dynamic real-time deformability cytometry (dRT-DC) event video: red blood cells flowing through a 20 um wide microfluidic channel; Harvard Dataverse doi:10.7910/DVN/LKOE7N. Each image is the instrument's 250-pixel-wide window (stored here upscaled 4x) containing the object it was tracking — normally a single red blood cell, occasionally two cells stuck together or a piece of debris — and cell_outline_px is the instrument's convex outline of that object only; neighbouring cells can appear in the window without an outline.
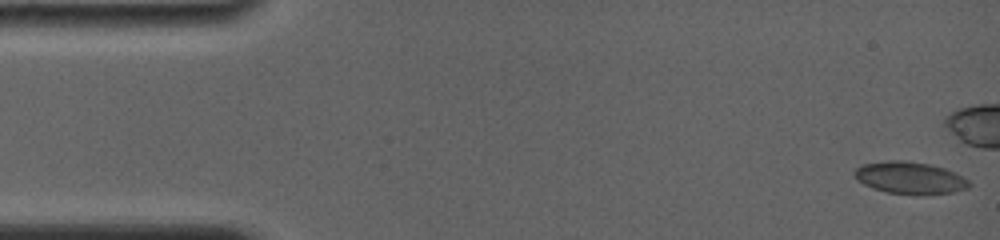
{"species": "common noctule bat (a hibernating species)", "species_latin": "Nyctalus noctula", "temperature_condition": "room temperature", "stored_images_in_passage": 53, "camera_frame_rate_fps": 4000, "um_per_image_px": 0.085, "animal": {"sex": "female", "body_mass_g": 19.0, "forearm_length_mm": 56.7}, "frame": {"image": 1, "passage_image": 1, "time_ms": 0.0, "image_size_px": [1000, 240], "cell_outline_px": [[972, 184], [968, 188], [952, 192], [888, 192], [872, 188], [856, 180], [852, 172], [856, 168], [864, 164], [892, 160], [904, 160], [932, 164], [956, 172], [968, 180]], "centroid_in_image_um": [77.32, 15.07], "position_along_channel_um": 7.7, "area_um2": 20.87}}
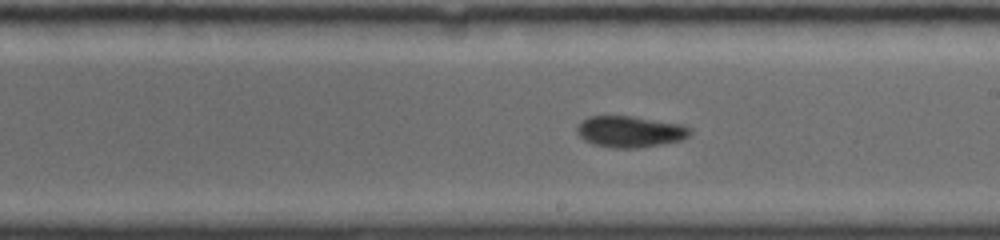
{"frame": {"image": 2, "passage_image": 30, "time_ms": 9.25, "image_size_px": [1000, 240], "cell_outline_px": [[692, 132], [688, 136], [680, 140], [660, 144], [636, 148], [616, 148], [596, 144], [584, 140], [576, 132], [576, 128], [588, 116], [632, 116], [684, 124], [692, 128]], "centroid_in_image_um": [53.59, 11.17], "position_along_channel_um": 235.4, "area_um2": 20.52}}
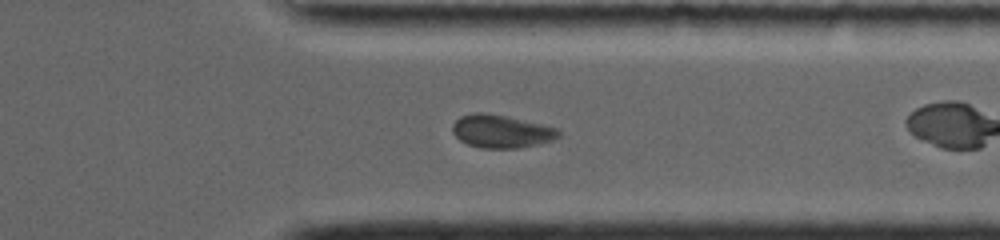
{"frame": {"image": 3, "passage_image": 43, "time_ms": 12.75, "image_size_px": [1000, 240], "cell_outline_px": [[560, 136], [552, 140], [536, 144], [516, 148], [480, 148], [468, 144], [460, 140], [452, 132], [452, 124], [460, 116], [472, 112], [484, 112], [504, 116], [560, 128]], "centroid_in_image_um": [42.58, 11.16], "position_along_channel_um": 368.8, "area_um2": 20.35}, "authors_computed_cell_mechanics": {"area_um2": 20.3456, "velocity_mm_per_s": 3.786, "shape_relaxation_time_tau1_ms": 8.3722, "shape_relaxation_time_tau2_ms": 3.5816, "deformation_change_tau1": 0.1069, "deformation_change_tau2": 0.0607}}